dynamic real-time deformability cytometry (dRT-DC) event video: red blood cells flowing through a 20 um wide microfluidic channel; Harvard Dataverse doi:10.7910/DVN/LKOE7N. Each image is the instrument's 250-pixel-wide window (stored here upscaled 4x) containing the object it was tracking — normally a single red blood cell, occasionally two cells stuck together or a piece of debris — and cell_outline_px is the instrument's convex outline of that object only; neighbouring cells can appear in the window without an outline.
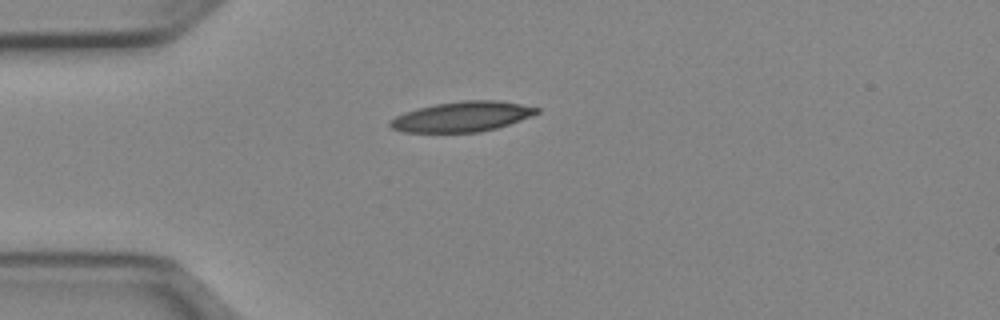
{"species": "Egyptian fruit bat (a non-hibernating species)", "species_latin": "Rousettus aegyptiacus", "temperature_condition": "cold", "stored_images_in_passage": 46, "camera_frame_rate_fps": 3000, "um_per_image_px": 0.085, "animal": {"sex": "female"}, "frame": {"image": 1, "passage_image": 8, "time_ms": 2.333, "image_size_px": [1000, 320], "cell_outline_px": [[540, 112], [520, 120], [496, 128], [480, 132], [404, 132], [392, 128], [388, 124], [388, 120], [404, 112], [436, 104], [464, 100], [496, 100], [520, 104], [540, 108]], "centroid_in_image_um": [39.26, 9.91], "position_along_channel_um": 45.7, "area_um2": 25.55}}
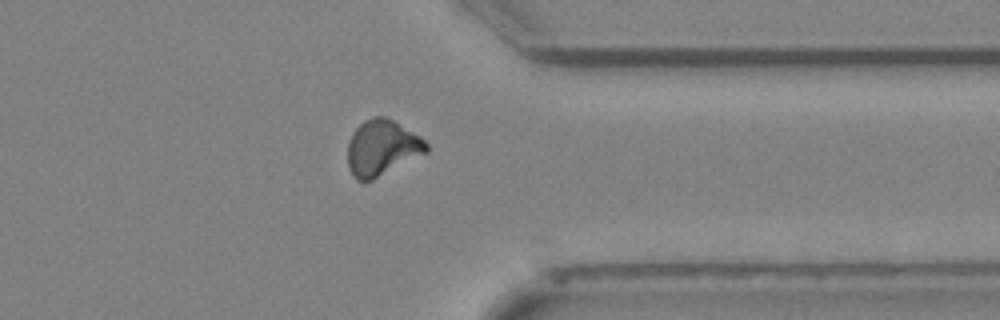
{"frame": {"image": 2, "passage_image": 35, "time_ms": 11.333, "image_size_px": [1000, 320], "cell_outline_px": [[428, 152], [372, 180], [356, 180], [352, 176], [348, 168], [348, 144], [352, 132], [364, 120], [376, 116], [384, 116], [392, 120], [420, 136], [428, 144]], "centroid_in_image_um": [32.46, 12.57], "position_along_channel_um": 378.9, "area_um2": 25.43}}
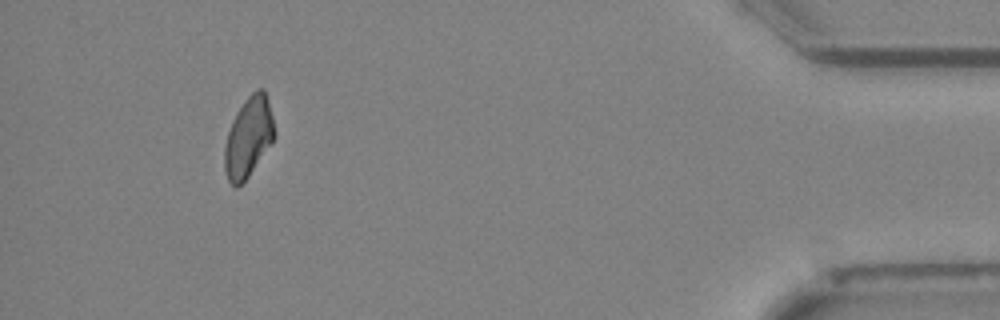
{"frame": {"image": 3, "passage_image": 42, "time_ms": 13.667, "image_size_px": [1000, 320], "cell_outline_px": [[276, 136], [248, 176], [236, 188], [228, 180], [224, 168], [224, 148], [228, 132], [232, 120], [236, 112], [244, 100], [256, 88], [264, 88], [268, 100], [276, 132]], "centroid_in_image_um": [21.12, 11.62], "position_along_channel_um": 414.1, "area_um2": 23.18}}